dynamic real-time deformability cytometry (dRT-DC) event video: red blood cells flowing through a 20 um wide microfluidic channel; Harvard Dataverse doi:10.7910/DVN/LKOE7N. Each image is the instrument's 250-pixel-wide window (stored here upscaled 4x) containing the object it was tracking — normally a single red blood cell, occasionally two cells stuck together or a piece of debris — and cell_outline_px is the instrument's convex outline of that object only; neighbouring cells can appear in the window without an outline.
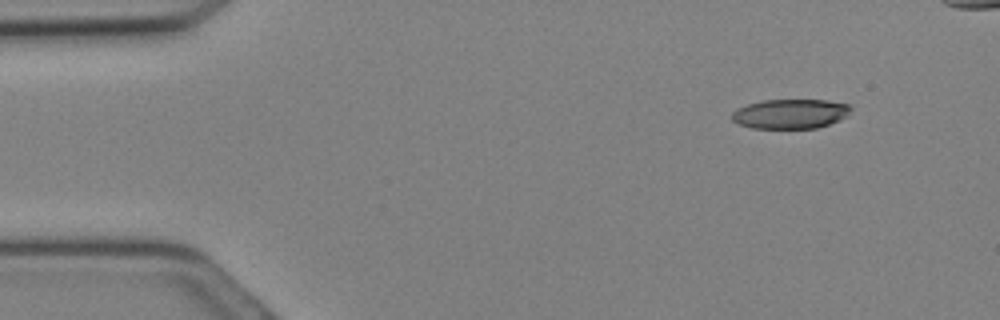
{"species": "Egyptian fruit bat (a non-hibernating species)", "species_latin": "Rousettus aegyptiacus", "temperature_condition": "cold", "stored_images_in_passage": 18, "camera_frame_rate_fps": 3000, "um_per_image_px": 0.085, "animal": {"sex": "female"}, "frame": {"image": 1, "passage_image": 3, "time_ms": 0.667, "image_size_px": [1000, 320], "cell_outline_px": [[852, 108], [848, 116], [840, 120], [816, 128], [752, 128], [740, 124], [732, 120], [732, 112], [736, 108], [748, 104], [764, 100], [828, 100], [852, 104]], "centroid_in_image_um": [67.23, 9.66], "position_along_channel_um": 17.8, "area_um2": 20.63}}
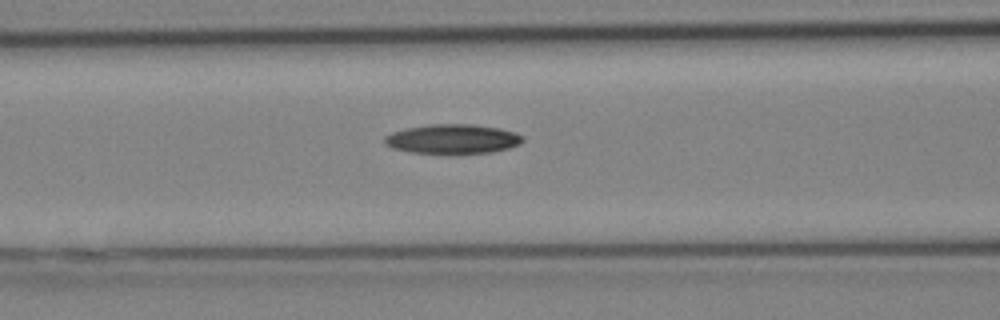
{"frame": {"image": 2, "passage_image": 12, "time_ms": 3.667, "image_size_px": [1000, 320], "cell_outline_px": [[524, 140], [520, 144], [508, 148], [492, 152], [412, 152], [392, 148], [384, 144], [384, 136], [392, 132], [404, 128], [428, 124], [472, 124], [500, 128], [516, 132], [524, 136]], "centroid_in_image_um": [38.47, 11.78], "position_along_channel_um": 128.1, "area_um2": 23.52}}
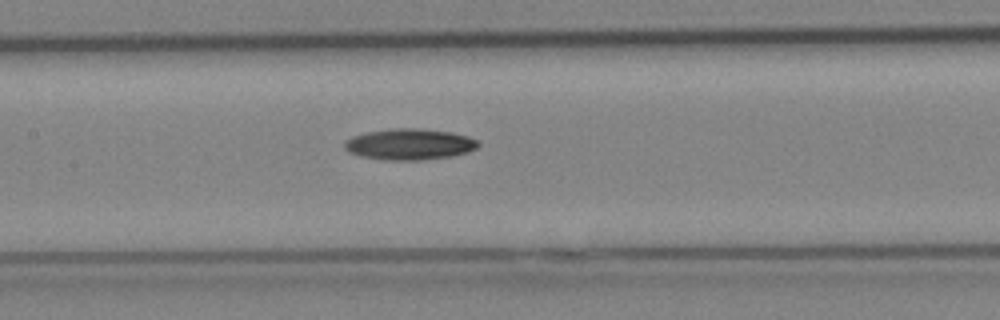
{"frame": {"image": 3, "passage_image": 14, "time_ms": 4.333, "image_size_px": [1000, 320], "cell_outline_px": [[480, 144], [476, 148], [468, 152], [452, 156], [420, 160], [384, 160], [360, 156], [348, 152], [344, 148], [344, 144], [352, 136], [368, 132], [392, 128], [416, 128], [448, 132], [468, 136], [476, 140]], "centroid_in_image_um": [34.79, 12.27], "position_along_channel_um": 172.6, "area_um2": 24.1}}